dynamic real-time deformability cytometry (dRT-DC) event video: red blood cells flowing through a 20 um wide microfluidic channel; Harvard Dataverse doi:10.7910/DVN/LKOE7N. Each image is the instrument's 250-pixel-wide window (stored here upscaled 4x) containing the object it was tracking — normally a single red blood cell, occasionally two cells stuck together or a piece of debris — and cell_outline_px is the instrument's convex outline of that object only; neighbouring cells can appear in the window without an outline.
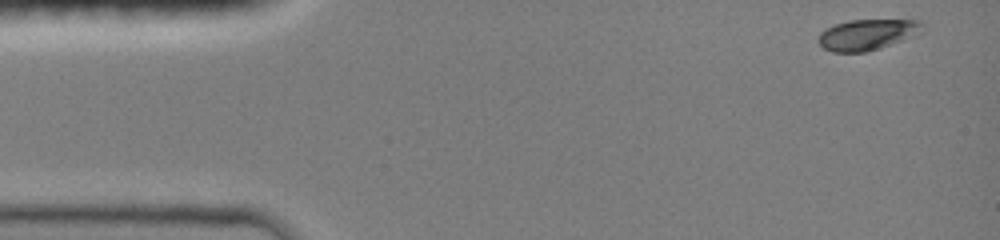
{"species": "common noctule bat (a hibernating species)", "species_latin": "Nyctalus noctula", "temperature_condition": "room temperature", "stored_images_in_passage": 42, "camera_frame_rate_fps": 3000, "um_per_image_px": 0.085, "animal": {"sex": "female", "body_mass_g": 19.0, "forearm_length_mm": 51.5}, "frame": {"image": 1, "passage_image": 1, "time_ms": 0.0, "image_size_px": [1000, 240], "cell_outline_px": [[924, 24], [896, 40], [880, 48], [868, 52], [832, 52], [824, 48], [816, 40], [820, 32], [836, 24], [848, 20], [920, 20]], "centroid_in_image_um": [73.5, 2.94], "position_along_channel_um": 11.5, "area_um2": 17.63}}
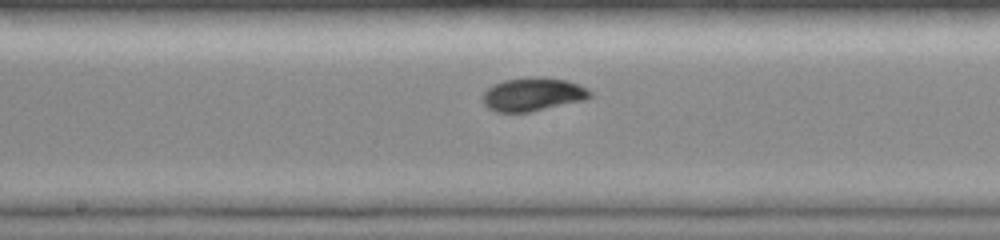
{"frame": {"image": 2, "passage_image": 23, "time_ms": 7.333, "image_size_px": [1000, 240], "cell_outline_px": [[592, 96], [584, 100], [532, 112], [496, 112], [488, 108], [480, 100], [480, 96], [488, 88], [504, 80], [532, 76], [544, 76], [568, 80], [592, 92]], "centroid_in_image_um": [45.26, 8.02], "position_along_channel_um": 202.9, "area_um2": 21.15}}
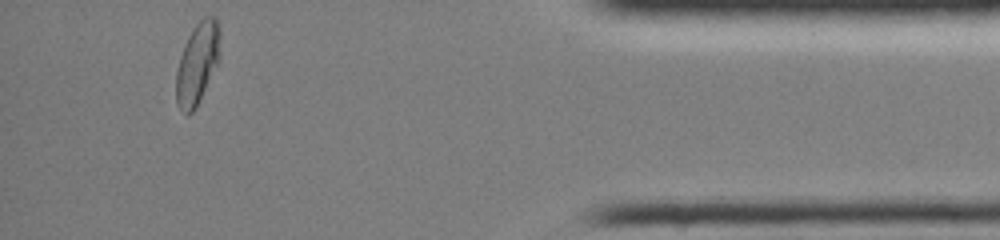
{"frame": {"image": 3, "passage_image": 42, "time_ms": 13.667, "image_size_px": [1000, 240], "cell_outline_px": [[220, 32], [216, 64], [196, 108], [188, 116], [180, 108], [176, 100], [176, 72], [180, 56], [188, 36], [196, 24], [204, 16], [216, 16], [220, 24]], "centroid_in_image_um": [16.76, 5.36], "position_along_channel_um": 418.4, "area_um2": 20.4}, "authors_computed_cell_mechanics": {"area_um2": 19.9121, "velocity_mm_per_s": 4.0306, "shape_relaxation_time_tau1_ms": 3.5506, "shape_relaxation_time_tau2_ms": null, "deformation_change_tau1": 0.1482, "deformation_change_tau2": null}}